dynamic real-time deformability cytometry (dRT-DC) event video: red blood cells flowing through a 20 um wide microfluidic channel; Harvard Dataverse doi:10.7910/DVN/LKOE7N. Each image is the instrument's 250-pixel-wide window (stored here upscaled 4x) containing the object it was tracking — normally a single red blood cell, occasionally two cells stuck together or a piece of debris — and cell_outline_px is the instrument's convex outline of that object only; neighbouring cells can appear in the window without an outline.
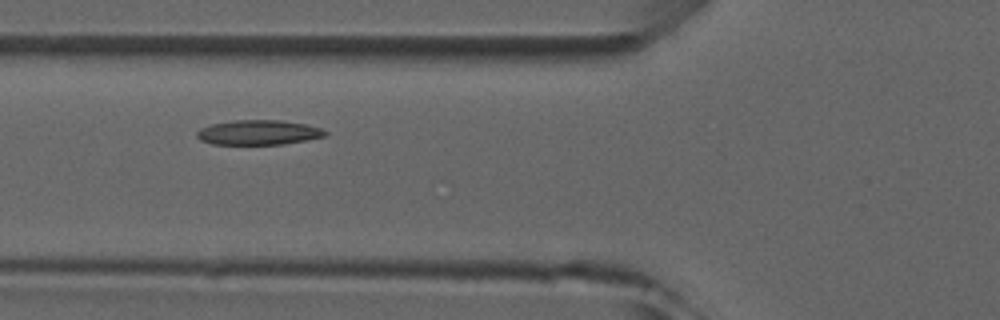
{"species": "common noctule bat (a hibernating species)", "species_latin": "Nyctalus noctula", "temperature_condition": "room temperature", "stored_images_in_passage": 4, "camera_frame_rate_fps": 3000, "um_per_image_px": 0.085, "animal": {"sex": "male", "forearm_length_mm": 52.5}, "frame": {"image": 1, "passage_image": 3, "time_ms": 2.333, "image_size_px": [1000, 320], "cell_outline_px": [[328, 132], [324, 136], [284, 144], [212, 144], [200, 140], [196, 136], [196, 132], [200, 128], [212, 124], [236, 120], [280, 120], [304, 124], [320, 128]], "centroid_in_image_um": [21.93, 11.26], "position_along_channel_um": 103.9, "area_um2": 18.32}}
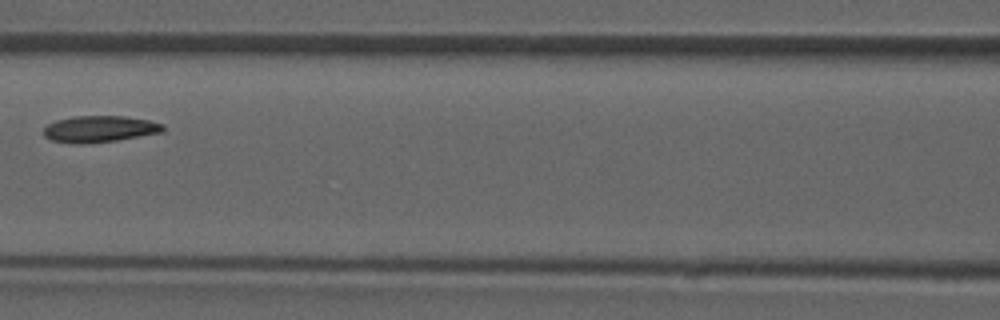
{"frame": {"image": 2, "passage_image": 4, "time_ms": 3.667, "image_size_px": [1000, 320], "cell_outline_px": [[164, 132], [116, 140], [84, 144], [72, 144], [52, 140], [44, 136], [44, 128], [48, 124], [56, 120], [72, 116], [124, 116], [148, 120], [164, 124]], "centroid_in_image_um": [8.46, 10.96], "position_along_channel_um": 158.1, "area_um2": 18.5}}